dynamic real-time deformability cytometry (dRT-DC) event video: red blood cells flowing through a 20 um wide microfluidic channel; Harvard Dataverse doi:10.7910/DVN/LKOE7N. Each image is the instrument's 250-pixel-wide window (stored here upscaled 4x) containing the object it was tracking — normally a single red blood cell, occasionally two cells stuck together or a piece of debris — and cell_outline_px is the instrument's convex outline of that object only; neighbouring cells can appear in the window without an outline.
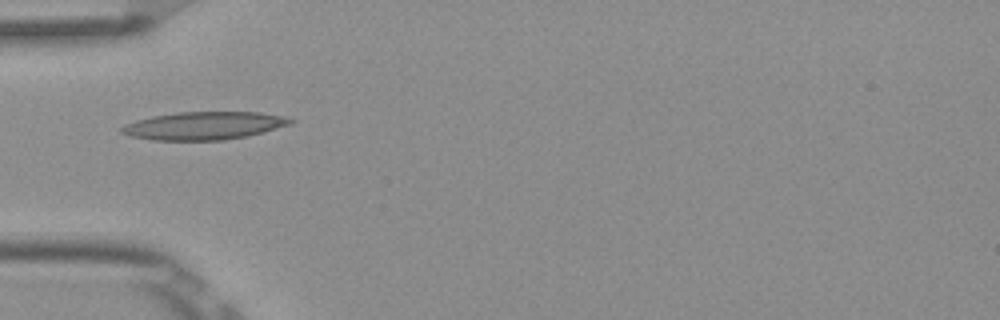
{"species": "Egyptian fruit bat (a non-hibernating species)", "species_latin": "Rousettus aegyptiacus", "temperature_condition": "room temperature", "stored_images_in_passage": 5, "camera_frame_rate_fps": 3000, "um_per_image_px": 0.085, "frame": {"image": 1, "passage_image": 5, "time_ms": 1.333, "image_size_px": [1000, 320], "cell_outline_px": [[296, 120], [292, 124], [244, 136], [224, 140], [152, 140], [132, 136], [120, 132], [120, 128], [124, 124], [136, 120], [152, 116], [176, 112], [260, 112], [288, 116]], "centroid_in_image_um": [17.34, 10.67], "position_along_channel_um": 67.7, "area_um2": 27.46}}